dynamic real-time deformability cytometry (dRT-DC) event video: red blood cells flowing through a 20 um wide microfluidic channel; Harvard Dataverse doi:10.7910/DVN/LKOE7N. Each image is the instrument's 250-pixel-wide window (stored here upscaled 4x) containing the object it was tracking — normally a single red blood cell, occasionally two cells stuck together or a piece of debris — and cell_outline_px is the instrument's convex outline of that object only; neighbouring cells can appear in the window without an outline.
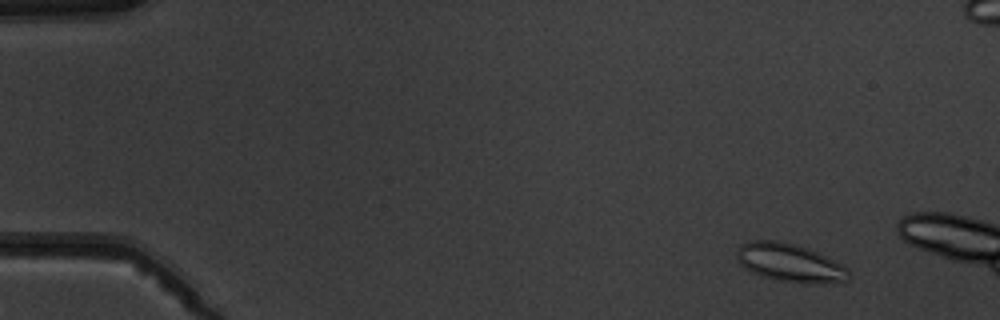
{"species": "common noctule bat (a hibernating species)", "species_latin": "Nyctalus noctula", "temperature_condition": "warm", "stored_images_in_passage": 5, "camera_frame_rate_fps": 3000, "um_per_image_px": 0.085, "animal": {"sex": "male", "body_mass_g": 19.5, "forearm_length_mm": 54.6}, "frame": {"image": 1, "passage_image": 2, "time_ms": 1.0, "image_size_px": [1000, 320], "cell_outline_px": [[852, 272], [844, 280], [804, 284], [776, 280], [752, 272], [744, 268], [740, 264], [736, 252], [740, 244], [748, 240], [776, 240], [808, 248], [844, 264]], "centroid_in_image_um": [67.12, 22.32], "position_along_channel_um": 17.9, "area_um2": 24.91}}